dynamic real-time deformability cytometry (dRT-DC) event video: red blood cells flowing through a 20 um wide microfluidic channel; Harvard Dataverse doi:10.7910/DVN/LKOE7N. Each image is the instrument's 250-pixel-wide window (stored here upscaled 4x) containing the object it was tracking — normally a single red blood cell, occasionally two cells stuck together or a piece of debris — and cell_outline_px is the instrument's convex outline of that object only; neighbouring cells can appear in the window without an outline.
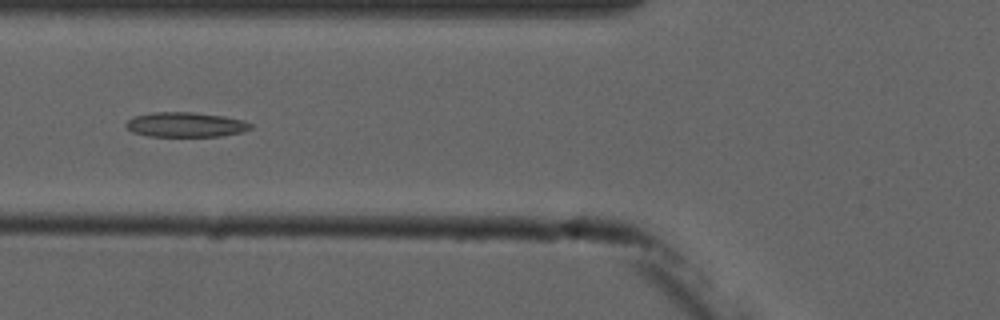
{"species": "common noctule bat (a hibernating species)", "species_latin": "Nyctalus noctula", "temperature_condition": "cold", "stored_images_in_passage": 13, "camera_frame_rate_fps": 3000, "um_per_image_px": 0.085, "animal": {"sex": "male", "forearm_length_mm": 52.5}, "frame": {"image": 1, "passage_image": 4, "time_ms": 5.333, "image_size_px": [1000, 320], "cell_outline_px": [[252, 128], [240, 132], [220, 136], [148, 136], [132, 132], [124, 124], [128, 120], [136, 116], [152, 112], [192, 112], [224, 116], [244, 120], [252, 124]], "centroid_in_image_um": [15.78, 10.59], "position_along_channel_um": 110.0, "area_um2": 17.92}}
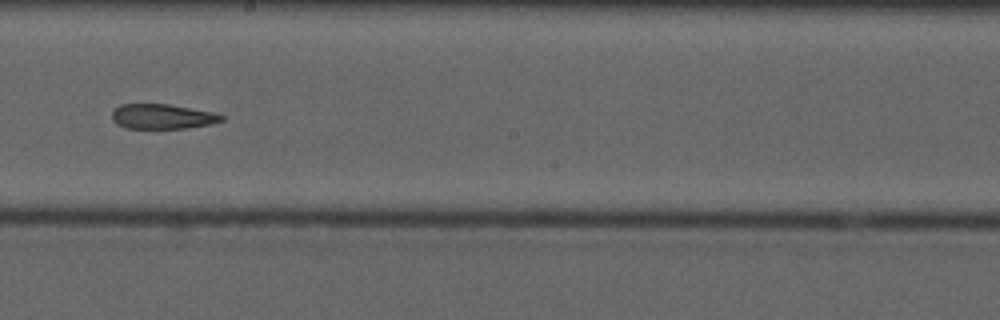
{"frame": {"image": 2, "passage_image": 7, "time_ms": 8.667, "image_size_px": [1000, 320], "cell_outline_px": [[224, 120], [212, 124], [188, 128], [124, 128], [116, 124], [112, 120], [112, 108], [120, 104], [168, 104], [212, 112], [224, 116]], "centroid_in_image_um": [13.76, 9.9], "position_along_channel_um": 234.4, "area_um2": 16.01}}
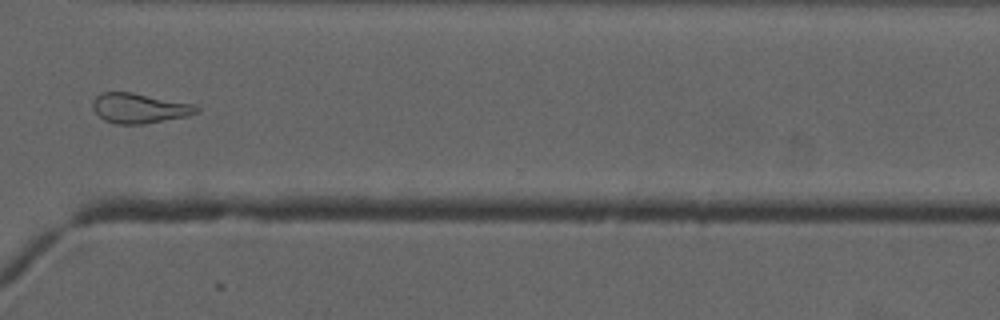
{"frame": {"image": 3, "passage_image": 10, "time_ms": 12.0, "image_size_px": [1000, 320], "cell_outline_px": [[200, 112], [188, 116], [144, 124], [116, 124], [104, 120], [92, 108], [92, 100], [100, 92], [132, 92], [196, 104], [200, 108]], "centroid_in_image_um": [11.87, 9.19], "position_along_channel_um": 358.7, "area_um2": 18.38}, "authors_computed_cell_mechanics": {"area_um2": 18.0914, "velocity_mm_per_s": 3.7362, "shape_relaxation_time_tau1_ms": null, "shape_relaxation_time_tau2_ms": 8.4471, "deformation_change_tau1": null, "deformation_change_tau2": 0.1737}}